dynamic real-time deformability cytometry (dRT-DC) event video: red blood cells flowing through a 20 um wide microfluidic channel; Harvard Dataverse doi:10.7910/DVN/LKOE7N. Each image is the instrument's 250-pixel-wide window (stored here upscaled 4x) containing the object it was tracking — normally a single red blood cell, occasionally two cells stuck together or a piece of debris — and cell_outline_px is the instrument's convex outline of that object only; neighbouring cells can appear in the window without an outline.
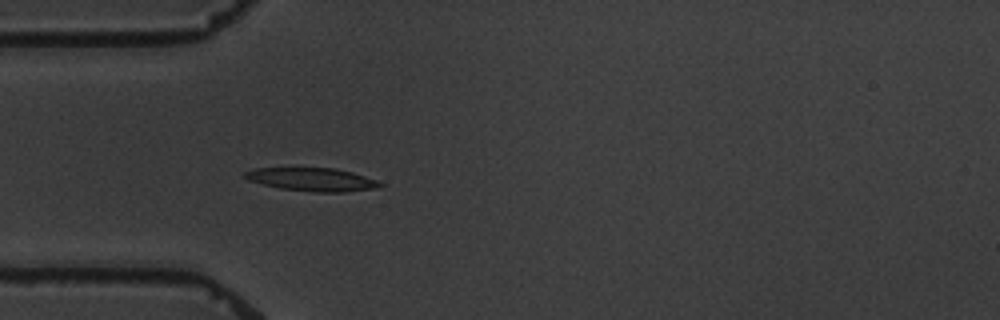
{"species": "common noctule bat (a hibernating species)", "species_latin": "Nyctalus noctula", "temperature_condition": "warm", "stored_images_in_passage": 1, "camera_frame_rate_fps": 3000, "um_per_image_px": 0.085, "animal": {"sex": "male", "body_mass_g": 19.5, "forearm_length_mm": 54.6}, "frame": {"image": 1, "passage_image": 1, "time_ms": 0.0, "image_size_px": [1000, 320], "cell_outline_px": [[384, 184], [376, 188], [344, 192], [316, 192], [280, 188], [248, 180], [244, 176], [244, 172], [256, 168], [336, 168], [352, 172], [376, 180]], "centroid_in_image_um": [26.54, 15.25], "position_along_channel_um": 58.5, "area_um2": 18.09}}